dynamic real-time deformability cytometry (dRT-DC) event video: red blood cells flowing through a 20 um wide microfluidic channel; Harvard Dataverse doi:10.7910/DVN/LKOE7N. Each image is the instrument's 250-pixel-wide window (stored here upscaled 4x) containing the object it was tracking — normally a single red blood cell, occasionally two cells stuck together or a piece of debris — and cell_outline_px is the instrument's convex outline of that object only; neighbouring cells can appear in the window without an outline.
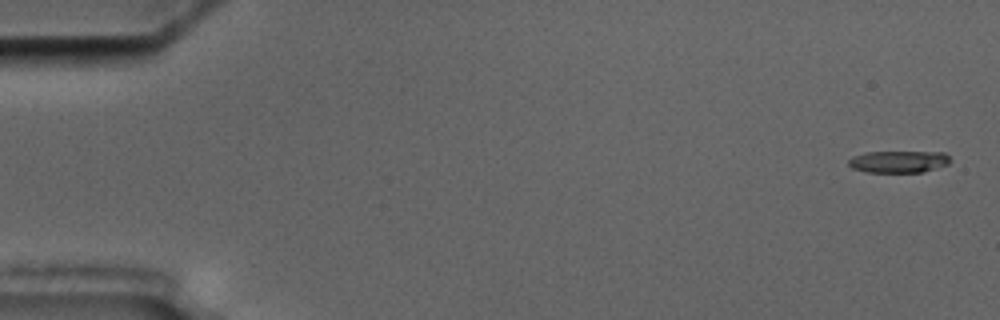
{"species": "common noctule bat (a hibernating species)", "species_latin": "Nyctalus noctula", "temperature_condition": "cold", "stored_images_in_passage": 10, "camera_frame_rate_fps": 3000, "um_per_image_px": 0.085, "animal": {"sex": "male", "body_mass_g": 17.5, "forearm_length_mm": 52.3}, "frame": {"image": 1, "passage_image": 1, "time_ms": 0.0, "image_size_px": [1000, 320], "cell_outline_px": [[952, 160], [948, 164], [924, 172], [864, 172], [852, 168], [848, 164], [848, 160], [852, 156], [864, 152], [944, 152]], "centroid_in_image_um": [76.36, 13.74], "position_along_channel_um": 8.6, "area_um2": 13.12}}
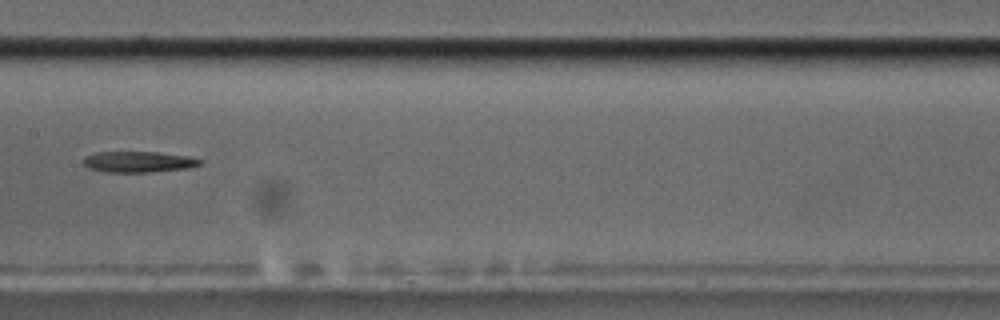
{"frame": {"image": 2, "passage_image": 9, "time_ms": 9.333, "image_size_px": [1000, 320], "cell_outline_px": [[204, 160], [200, 164], [188, 168], [152, 172], [104, 172], [88, 168], [84, 164], [84, 156], [96, 152], [156, 152], [188, 156]], "centroid_in_image_um": [11.76, 13.76], "position_along_channel_um": 195.6, "area_um2": 14.28}}
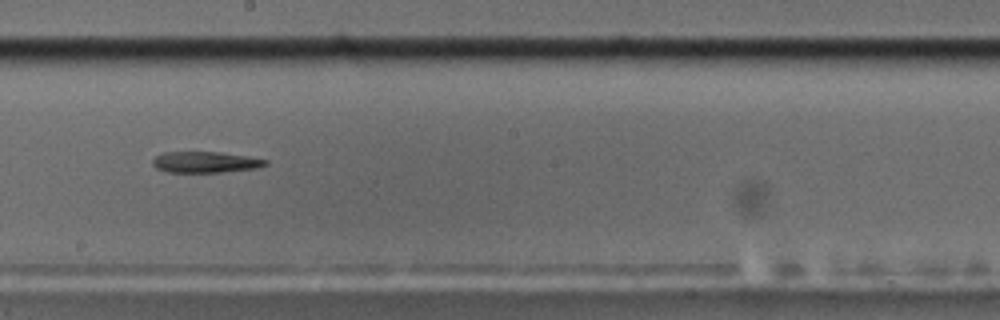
{"frame": {"image": 3, "passage_image": 10, "time_ms": 10.333, "image_size_px": [1000, 320], "cell_outline_px": [[268, 164], [256, 168], [220, 172], [168, 172], [156, 168], [152, 164], [152, 160], [156, 156], [164, 152], [220, 152], [248, 156], [268, 160]], "centroid_in_image_um": [17.45, 13.78], "position_along_channel_um": 230.8, "area_um2": 13.81}}